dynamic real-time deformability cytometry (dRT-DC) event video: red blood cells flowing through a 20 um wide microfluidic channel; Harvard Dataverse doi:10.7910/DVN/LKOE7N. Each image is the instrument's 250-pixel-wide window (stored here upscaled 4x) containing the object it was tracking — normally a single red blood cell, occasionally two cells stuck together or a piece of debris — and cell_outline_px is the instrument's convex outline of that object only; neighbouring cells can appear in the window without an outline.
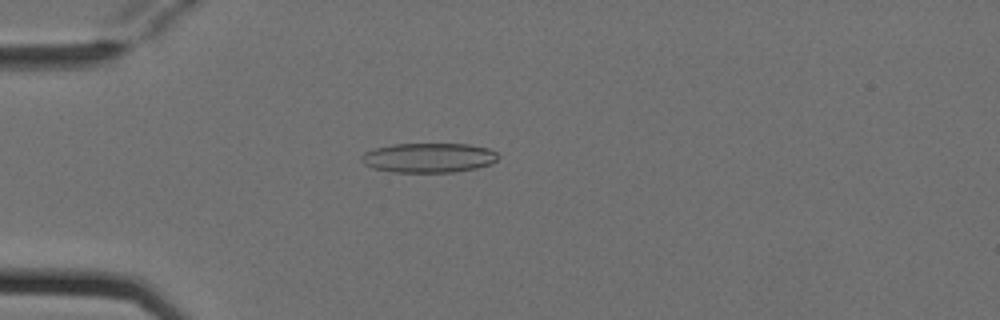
{"species": "Egyptian fruit bat (a non-hibernating species)", "species_latin": "Rousettus aegyptiacus", "temperature_condition": "cold", "stored_images_in_passage": 6, "camera_frame_rate_fps": 3000, "um_per_image_px": 0.085, "animal": {"sex": "female"}, "frame": {"image": 1, "passage_image": 5, "time_ms": 1.333, "image_size_px": [1000, 320], "cell_outline_px": [[500, 156], [496, 160], [488, 164], [476, 168], [456, 172], [392, 172], [372, 168], [364, 164], [360, 156], [364, 152], [376, 148], [392, 144], [468, 144], [488, 148], [496, 152]], "centroid_in_image_um": [36.42, 13.41], "position_along_channel_um": 48.6, "area_um2": 23.58}}